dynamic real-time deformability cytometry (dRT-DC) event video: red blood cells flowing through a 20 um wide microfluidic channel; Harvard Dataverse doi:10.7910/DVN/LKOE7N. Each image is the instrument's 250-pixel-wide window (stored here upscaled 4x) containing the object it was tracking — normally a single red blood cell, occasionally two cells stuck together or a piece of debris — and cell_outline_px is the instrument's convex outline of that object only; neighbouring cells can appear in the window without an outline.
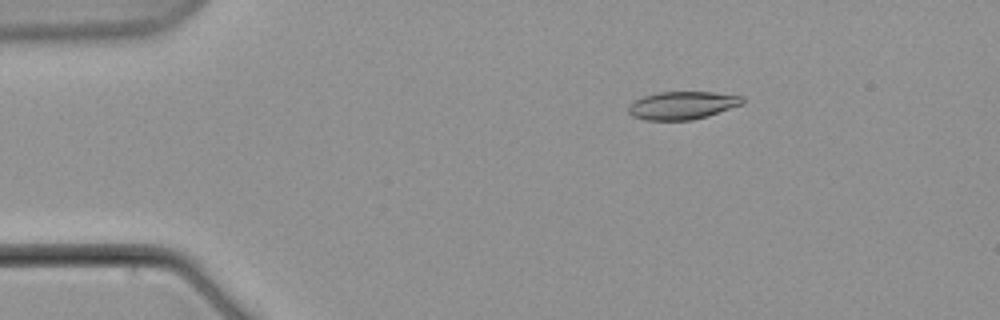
{"species": "common noctule bat (a hibernating species)", "species_latin": "Nyctalus noctula", "temperature_condition": "warm", "stored_images_in_passage": 6, "camera_frame_rate_fps": 3000, "um_per_image_px": 0.085, "animal": {"sex": "male", "body_mass_g": 21.5, "forearm_length_mm": 52.0}, "frame": {"image": 1, "passage_image": 3, "time_ms": 3.0, "image_size_px": [1000, 320], "cell_outline_px": [[744, 104], [708, 116], [692, 120], [644, 120], [632, 116], [628, 112], [628, 104], [644, 96], [660, 92], [712, 92], [744, 96]], "centroid_in_image_um": [58.02, 8.96], "position_along_channel_um": 27.0, "area_um2": 18.67}}
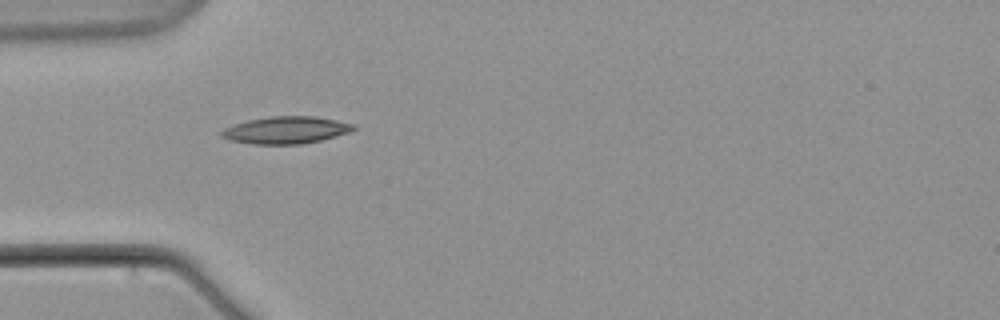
{"frame": {"image": 2, "passage_image": 5, "time_ms": 6.333, "image_size_px": [1000, 320], "cell_outline_px": [[356, 128], [348, 132], [320, 140], [300, 144], [252, 144], [228, 140], [220, 136], [220, 132], [224, 128], [232, 124], [248, 120], [272, 116], [316, 116], [356, 124]], "centroid_in_image_um": [24.26, 11.05], "position_along_channel_um": 60.7, "area_um2": 20.92}}
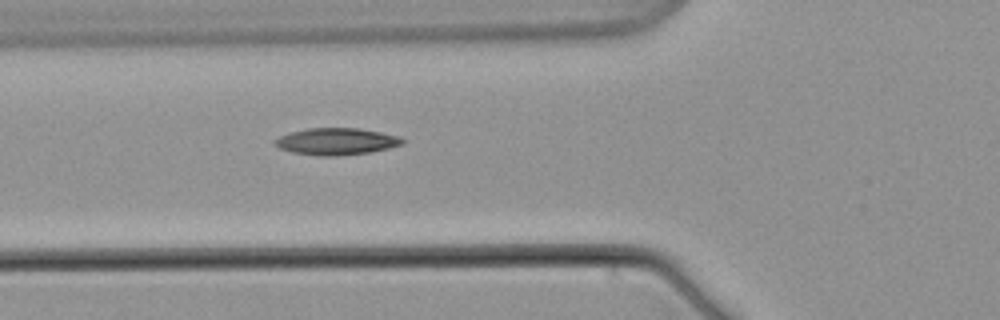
{"frame": {"image": 3, "passage_image": 6, "time_ms": 7.667, "image_size_px": [1000, 320], "cell_outline_px": [[404, 144], [388, 148], [368, 152], [336, 156], [320, 156], [292, 152], [280, 148], [272, 140], [288, 132], [308, 128], [360, 128], [400, 136], [404, 140]], "centroid_in_image_um": [28.58, 12.01], "position_along_channel_um": 97.2, "area_um2": 19.94}}